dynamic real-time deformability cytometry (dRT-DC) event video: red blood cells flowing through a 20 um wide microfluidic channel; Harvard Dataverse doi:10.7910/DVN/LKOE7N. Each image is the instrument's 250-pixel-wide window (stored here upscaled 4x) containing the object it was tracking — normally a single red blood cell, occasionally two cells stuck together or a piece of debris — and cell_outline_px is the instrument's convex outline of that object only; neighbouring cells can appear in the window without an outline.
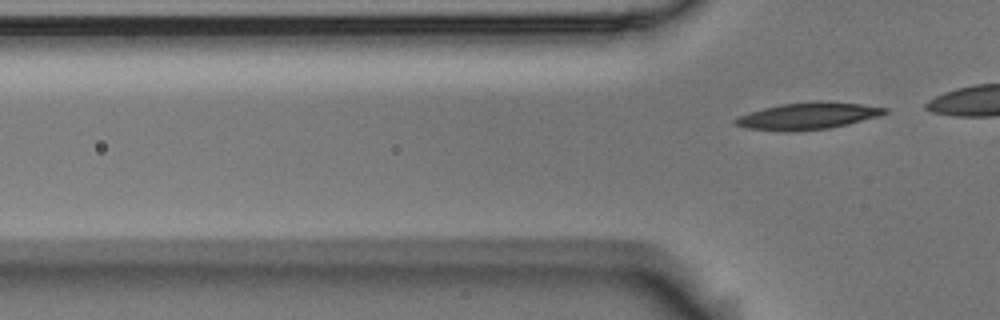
{"species": "Egyptian fruit bat (a non-hibernating species)", "species_latin": "Rousettus aegyptiacus", "temperature_condition": "room temperature", "stored_images_in_passage": 4, "camera_frame_rate_fps": 3000, "um_per_image_px": 0.085, "animal": {"sex": "male"}, "frame": {"image": 1, "passage_image": 4, "time_ms": 1.0, "image_size_px": [1000, 320], "cell_outline_px": [[888, 112], [876, 116], [848, 124], [828, 128], [796, 132], [784, 132], [744, 128], [732, 124], [732, 120], [748, 112], [780, 104], [816, 100], [820, 100], [860, 104], [888, 108]], "centroid_in_image_um": [68.58, 9.86], "position_along_channel_um": 57.2, "area_um2": 23.64}}